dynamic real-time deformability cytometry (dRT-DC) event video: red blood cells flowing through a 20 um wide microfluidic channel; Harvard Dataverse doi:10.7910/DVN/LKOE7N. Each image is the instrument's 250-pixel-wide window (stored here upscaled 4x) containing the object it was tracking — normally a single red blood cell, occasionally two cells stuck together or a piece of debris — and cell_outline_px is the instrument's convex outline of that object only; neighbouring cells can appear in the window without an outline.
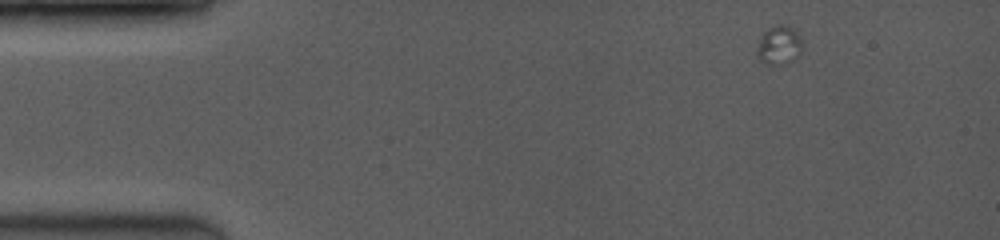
{"species": "common noctule bat (a hibernating species)", "species_latin": "Nyctalus noctula", "temperature_condition": "room temperature", "stored_images_in_passage": 1, "camera_frame_rate_fps": 3500, "um_per_image_px": 0.085, "animal": {"sex": "female", "body_mass_g": 19.0, "forearm_length_mm": 53.3}, "frame": {"image": 1, "passage_image": 1, "time_ms": 0.0, "image_size_px": [1000, 240], "cell_outline_px": [[804, 44], [800, 52], [792, 60], [784, 64], [768, 64], [760, 60], [756, 56], [756, 48], [760, 36], [768, 28], [776, 24], [784, 24], [792, 28], [796, 32]], "centroid_in_image_um": [66.19, 3.82], "position_along_channel_um": 18.8, "area_um2": 10.35}}